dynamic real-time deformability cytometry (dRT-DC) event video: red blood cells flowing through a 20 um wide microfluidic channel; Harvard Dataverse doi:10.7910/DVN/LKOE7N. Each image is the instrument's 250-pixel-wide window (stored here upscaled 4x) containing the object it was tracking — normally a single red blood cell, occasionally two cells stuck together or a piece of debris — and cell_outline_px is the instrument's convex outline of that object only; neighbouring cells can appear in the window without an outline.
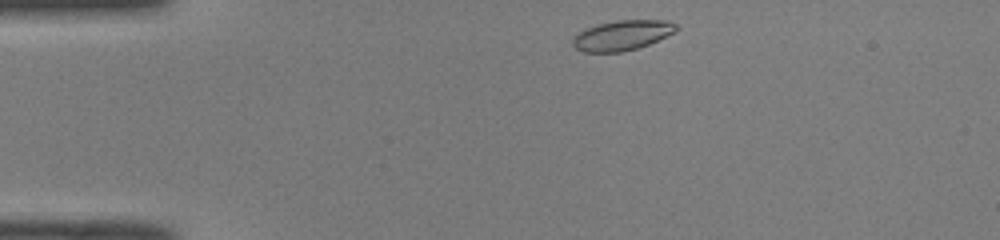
{"species": "common noctule bat (a hibernating species)", "species_latin": "Nyctalus noctula", "temperature_condition": "room temperature", "stored_images_in_passage": 41, "camera_frame_rate_fps": 3000, "um_per_image_px": 0.085, "animal": {"sex": "male", "body_mass_g": 19.0, "forearm_length_mm": 50.8}, "frame": {"image": 1, "passage_image": 1, "time_ms": 0.0, "image_size_px": [1000, 240], "cell_outline_px": [[680, 28], [676, 32], [648, 44], [636, 48], [620, 52], [584, 52], [576, 48], [572, 44], [572, 40], [576, 32], [584, 28], [616, 20], [668, 20], [676, 24]], "centroid_in_image_um": [52.88, 2.99], "position_along_channel_um": 32.1, "area_um2": 18.21}}
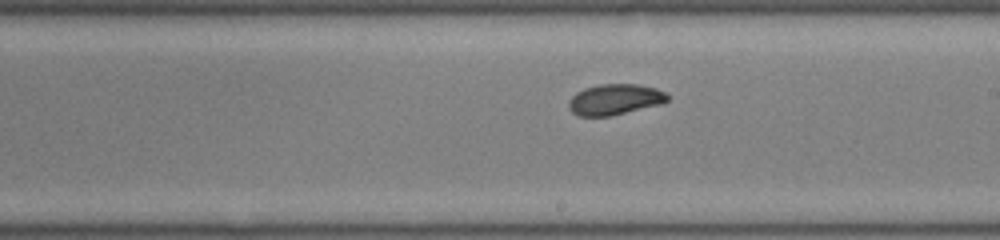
{"frame": {"image": 2, "passage_image": 20, "time_ms": 6.333, "image_size_px": [1000, 240], "cell_outline_px": [[668, 100], [664, 104], [608, 116], [576, 116], [568, 108], [568, 100], [576, 92], [584, 88], [600, 84], [636, 84], [656, 88], [664, 92], [668, 96]], "centroid_in_image_um": [52.24, 8.46], "position_along_channel_um": 236.8, "area_um2": 17.86}}
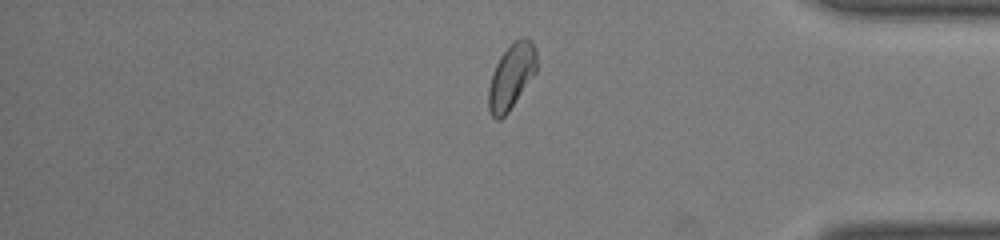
{"frame": {"image": 3, "passage_image": 33, "time_ms": 10.667, "image_size_px": [1000, 240], "cell_outline_px": [[536, 72], [508, 112], [500, 120], [496, 120], [492, 116], [488, 108], [488, 88], [492, 72], [500, 56], [516, 40], [524, 36], [528, 36], [532, 40], [536, 48]], "centroid_in_image_um": [43.46, 6.49], "position_along_channel_um": 391.7, "area_um2": 18.26}, "authors_computed_cell_mechanics": {"area_um2": 18.1492, "velocity_mm_per_s": 4.0649, "shape_relaxation_time_tau1_ms": 4.233, "shape_relaxation_time_tau2_ms": 2.1425, "deformation_change_tau1": 0.1517, "deformation_change_tau2": 0.0691}}